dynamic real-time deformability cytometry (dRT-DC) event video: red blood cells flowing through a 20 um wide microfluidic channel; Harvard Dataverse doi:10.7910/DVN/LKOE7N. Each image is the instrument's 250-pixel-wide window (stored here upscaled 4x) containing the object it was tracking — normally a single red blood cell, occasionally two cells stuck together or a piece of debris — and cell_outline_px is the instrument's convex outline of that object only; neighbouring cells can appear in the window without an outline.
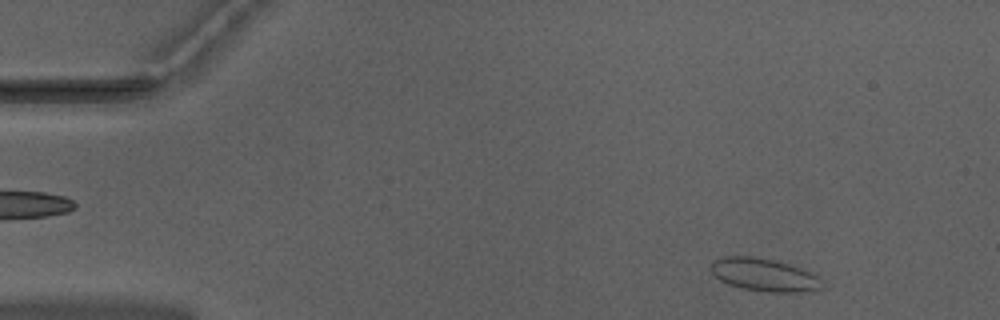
{"species": "Egyptian fruit bat (a non-hibernating species)", "species_latin": "Rousettus aegyptiacus", "temperature_condition": "warm", "stored_images_in_passage": 50, "segment_of_instrument_passage": [1, 2], "camera_frame_rate_fps": 3000, "um_per_image_px": 0.085, "animal": {"sex": "male"}, "frame": {"image": 1, "passage_image": 3, "time_ms": 0.667, "image_size_px": [1000, 320], "cell_outline_px": [[820, 288], [800, 292], [764, 292], [740, 288], [728, 284], [720, 280], [708, 268], [712, 260], [724, 256], [752, 256], [772, 260], [788, 264], [812, 272], [820, 276]], "centroid_in_image_um": [64.89, 23.35], "position_along_channel_um": 20.1, "area_um2": 21.33}}
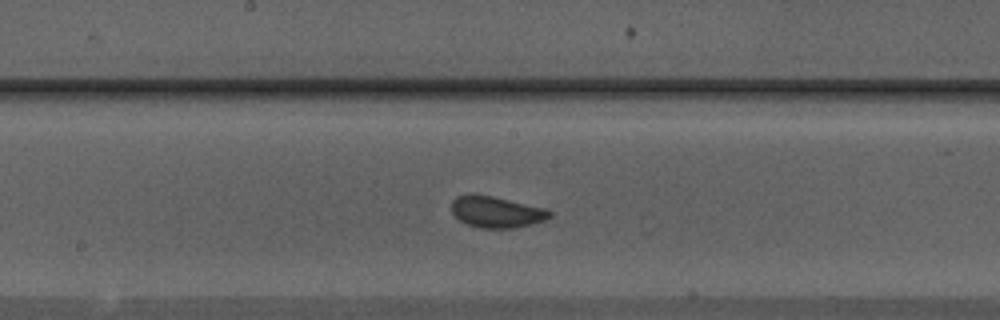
{"frame": {"image": 2, "passage_image": 24, "time_ms": 7.667, "image_size_px": [1000, 320], "cell_outline_px": [[552, 216], [544, 220], [532, 224], [512, 228], [480, 228], [468, 224], [460, 220], [452, 212], [452, 200], [456, 196], [492, 196], [548, 208], [552, 212]], "centroid_in_image_um": [42.26, 18.03], "position_along_channel_um": 205.9, "area_um2": 17.63}}
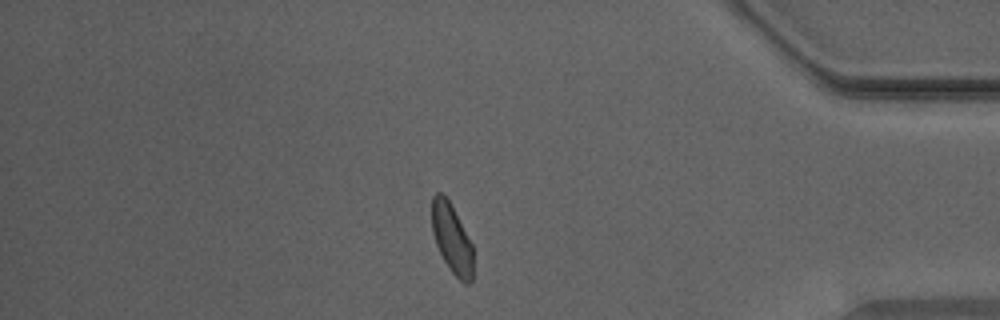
{"frame": {"image": 3, "passage_image": 41, "time_ms": 13.333, "image_size_px": [1000, 320], "cell_outline_px": [[472, 280], [468, 284], [464, 284], [452, 272], [444, 260], [436, 244], [432, 232], [432, 196], [436, 192], [440, 192], [448, 200], [472, 244]], "centroid_in_image_um": [38.39, 20.29], "position_along_channel_um": 396.8, "area_um2": 16.3}}